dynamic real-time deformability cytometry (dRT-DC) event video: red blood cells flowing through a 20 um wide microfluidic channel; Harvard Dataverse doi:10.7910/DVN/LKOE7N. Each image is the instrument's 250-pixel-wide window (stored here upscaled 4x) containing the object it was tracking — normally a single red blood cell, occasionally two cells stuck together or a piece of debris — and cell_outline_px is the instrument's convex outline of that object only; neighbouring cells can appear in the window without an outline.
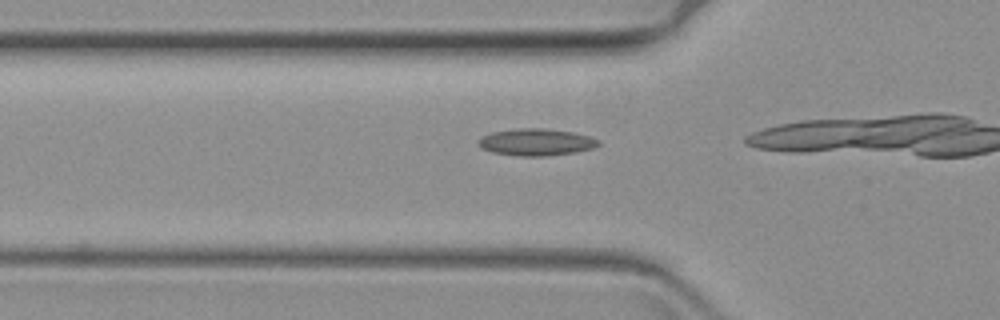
{"species": "common noctule bat (a hibernating species)", "species_latin": "Nyctalus noctula", "temperature_condition": "warm", "stored_images_in_passage": 6, "camera_frame_rate_fps": 3000, "um_per_image_px": 0.085, "animal": {"sex": "female", "body_mass_g": 19.3, "forearm_length_mm": 54.1}, "frame": {"image": 1, "passage_image": 2, "time_ms": 0.333, "image_size_px": [1000, 320], "cell_outline_px": [[600, 144], [592, 148], [572, 152], [544, 156], [520, 156], [492, 152], [484, 148], [476, 140], [480, 136], [492, 132], [520, 128], [544, 128], [572, 132], [588, 136], [600, 140]], "centroid_in_image_um": [45.55, 12.07], "position_along_channel_um": 80.2, "area_um2": 18.61}}
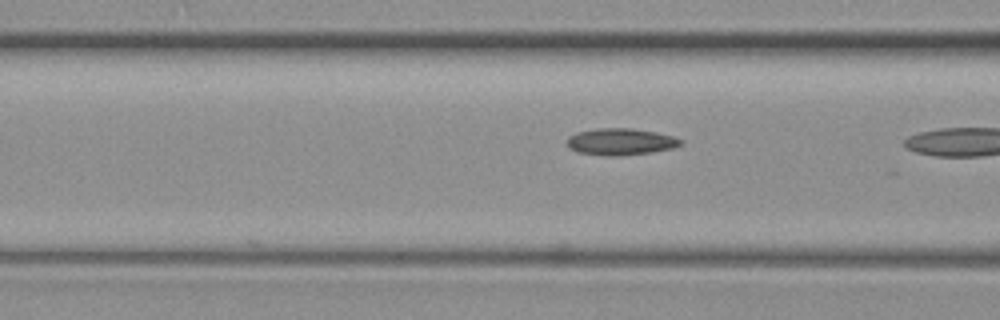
{"frame": {"image": 2, "passage_image": 5, "time_ms": 1.333, "image_size_px": [1000, 320], "cell_outline_px": [[684, 144], [672, 148], [652, 152], [620, 156], [604, 156], [576, 152], [568, 148], [568, 136], [576, 132], [596, 128], [632, 128], [656, 132], [672, 136], [684, 140]], "centroid_in_image_um": [52.75, 12.05], "position_along_channel_um": 113.9, "area_um2": 17.98}}